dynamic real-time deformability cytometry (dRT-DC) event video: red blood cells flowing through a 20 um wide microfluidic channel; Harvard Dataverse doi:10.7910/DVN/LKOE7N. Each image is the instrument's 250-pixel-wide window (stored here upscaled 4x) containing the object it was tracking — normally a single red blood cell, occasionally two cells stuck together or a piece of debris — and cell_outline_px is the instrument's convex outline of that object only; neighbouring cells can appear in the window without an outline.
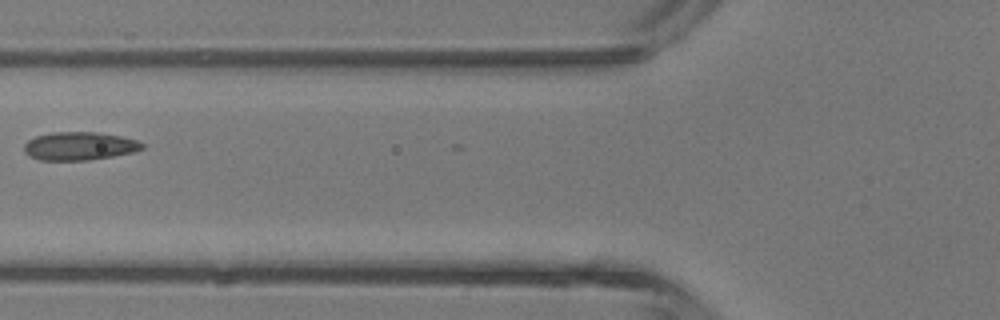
{"species": "common noctule bat (a hibernating species)", "species_latin": "Nyctalus noctula", "temperature_condition": "room temperature", "stored_images_in_passage": 5, "camera_frame_rate_fps": 3000, "um_per_image_px": 0.085, "animal": {"sex": "male", "body_mass_g": 13.3}, "frame": {"image": 1, "passage_image": 5, "time_ms": 4.667, "image_size_px": [1000, 320], "cell_outline_px": [[144, 148], [132, 152], [112, 156], [88, 160], [40, 160], [28, 156], [24, 152], [24, 144], [28, 140], [36, 136], [52, 132], [100, 132], [120, 136], [136, 140], [144, 144]], "centroid_in_image_um": [6.72, 12.41], "position_along_channel_um": 119.1, "area_um2": 19.42}}